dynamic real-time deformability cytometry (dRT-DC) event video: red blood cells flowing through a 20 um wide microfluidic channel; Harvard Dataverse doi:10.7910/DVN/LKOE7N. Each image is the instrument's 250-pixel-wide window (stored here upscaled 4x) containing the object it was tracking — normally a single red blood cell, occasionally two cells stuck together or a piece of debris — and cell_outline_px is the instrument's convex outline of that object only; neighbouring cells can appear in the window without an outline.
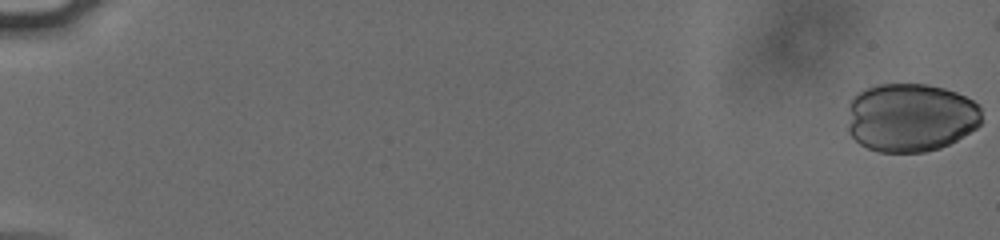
{"species": "human", "species_latin": "Homo sapiens", "temperature_condition": "cold", "stored_images_in_passage": 53, "camera_frame_rate_fps": 3000, "um_per_image_px": 0.085, "donor": {"sex": "male"}, "frame": {"image": 1, "passage_image": 1, "time_ms": 0.0, "image_size_px": [1000, 240], "cell_outline_px": [[980, 124], [976, 128], [956, 140], [940, 148], [924, 152], [876, 152], [860, 144], [848, 132], [848, 104], [864, 88], [876, 84], [928, 84], [944, 88], [956, 92], [980, 104]], "centroid_in_image_um": [77.38, 9.98], "position_along_channel_um": 7.6, "area_um2": 53.93}}
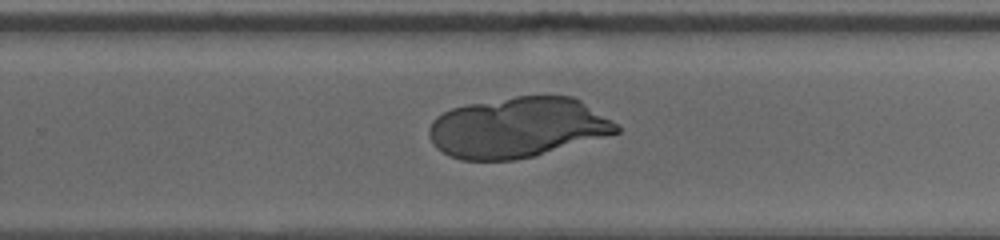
{"frame": {"image": 2, "passage_image": 39, "time_ms": 12.667, "image_size_px": [1000, 240], "cell_outline_px": [[620, 132], [536, 156], [512, 160], [460, 160], [448, 156], [436, 148], [432, 144], [428, 136], [428, 128], [432, 120], [436, 116], [452, 108], [468, 104], [516, 96], [572, 96], [580, 100], [616, 124], [620, 128]], "centroid_in_image_um": [43.94, 10.85], "position_along_channel_um": 285.9, "area_um2": 65.89}}